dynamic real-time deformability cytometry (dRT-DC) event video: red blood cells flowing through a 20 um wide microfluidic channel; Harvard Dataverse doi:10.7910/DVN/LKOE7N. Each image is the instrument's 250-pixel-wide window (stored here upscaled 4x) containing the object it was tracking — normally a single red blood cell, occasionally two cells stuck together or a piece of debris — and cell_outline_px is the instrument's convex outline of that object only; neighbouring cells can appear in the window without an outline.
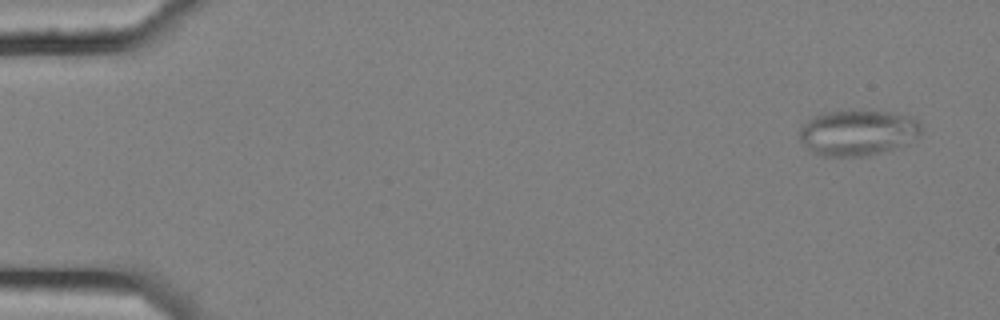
{"species": "common noctule bat (a hibernating species)", "species_latin": "Nyctalus noctula", "temperature_condition": "cold", "stored_images_in_passage": 4, "camera_frame_rate_fps": 3000, "um_per_image_px": 0.085, "animal": {"sex": "female", "body_mass_g": 25.1}, "frame": {"image": 1, "passage_image": 1, "time_ms": 0.0, "image_size_px": [1000, 320], "cell_outline_px": [[920, 136], [892, 148], [868, 156], [824, 156], [812, 152], [800, 140], [800, 128], [812, 116], [824, 112], [852, 108], [888, 112], [912, 116], [920, 124]], "centroid_in_image_um": [72.87, 11.23], "position_along_channel_um": 12.1, "area_um2": 32.66}}